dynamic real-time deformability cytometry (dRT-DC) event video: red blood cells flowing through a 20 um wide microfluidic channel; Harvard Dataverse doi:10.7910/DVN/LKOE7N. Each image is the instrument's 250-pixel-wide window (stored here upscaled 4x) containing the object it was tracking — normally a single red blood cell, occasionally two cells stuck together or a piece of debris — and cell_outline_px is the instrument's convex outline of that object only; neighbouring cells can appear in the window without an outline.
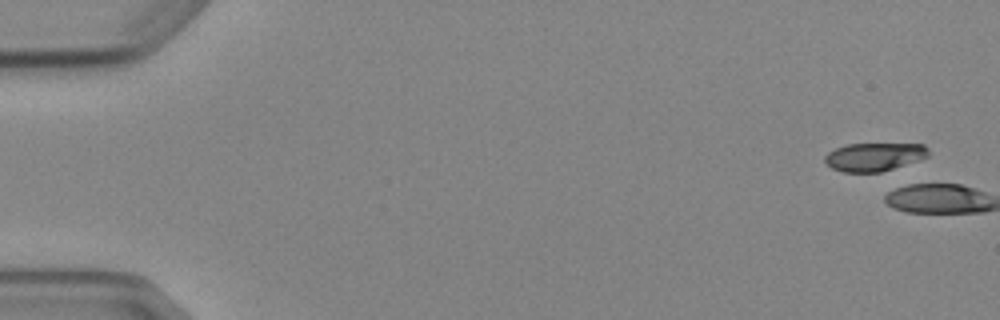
{"species": "Egyptian fruit bat (a non-hibernating species)", "species_latin": "Rousettus aegyptiacus", "temperature_condition": "cold", "stored_images_in_passage": 9, "camera_frame_rate_fps": 3000, "um_per_image_px": 0.085, "animal": {"sex": "female"}, "frame": {"image": 1, "passage_image": 1, "time_ms": 0.0, "image_size_px": [1000, 320], "cell_outline_px": [[928, 156], [880, 172], [844, 172], [832, 168], [824, 160], [824, 156], [828, 152], [836, 148], [848, 144], [924, 144], [928, 148]], "centroid_in_image_um": [74.27, 13.32], "position_along_channel_um": 10.7, "area_um2": 16.76}}
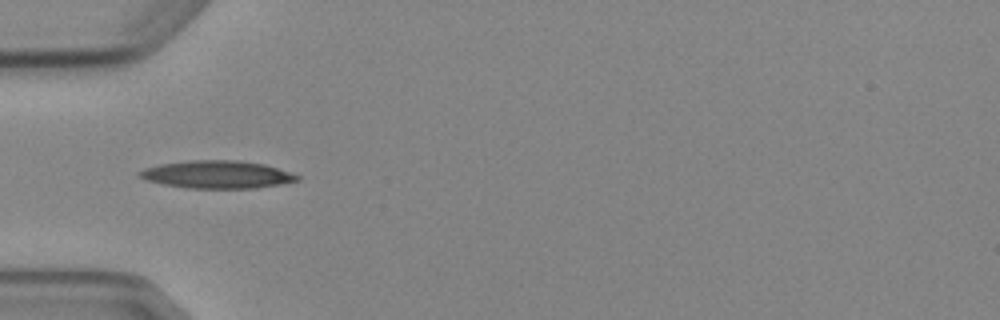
{"frame": {"image": 2, "passage_image": 6, "time_ms": 6.0, "image_size_px": [1000, 320], "cell_outline_px": [[300, 180], [280, 184], [256, 188], [188, 188], [164, 184], [144, 180], [136, 176], [136, 172], [144, 168], [160, 164], [192, 160], [236, 160], [264, 164], [300, 176]], "centroid_in_image_um": [18.39, 14.83], "position_along_channel_um": 66.6, "area_um2": 25.43}}
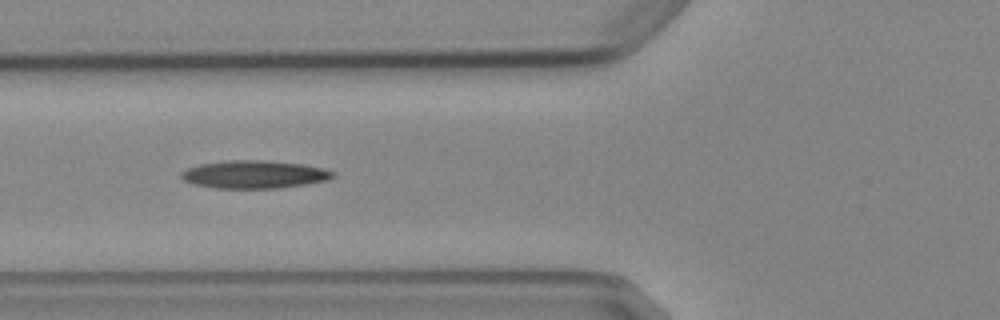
{"frame": {"image": 3, "passage_image": 7, "time_ms": 7.0, "image_size_px": [1000, 320], "cell_outline_px": [[336, 176], [328, 180], [304, 184], [276, 188], [216, 188], [192, 184], [184, 180], [180, 176], [180, 172], [188, 168], [200, 164], [228, 160], [264, 160], [304, 164], [324, 168], [336, 172]], "centroid_in_image_um": [21.63, 14.82], "position_along_channel_um": 104.2, "area_um2": 24.74}}